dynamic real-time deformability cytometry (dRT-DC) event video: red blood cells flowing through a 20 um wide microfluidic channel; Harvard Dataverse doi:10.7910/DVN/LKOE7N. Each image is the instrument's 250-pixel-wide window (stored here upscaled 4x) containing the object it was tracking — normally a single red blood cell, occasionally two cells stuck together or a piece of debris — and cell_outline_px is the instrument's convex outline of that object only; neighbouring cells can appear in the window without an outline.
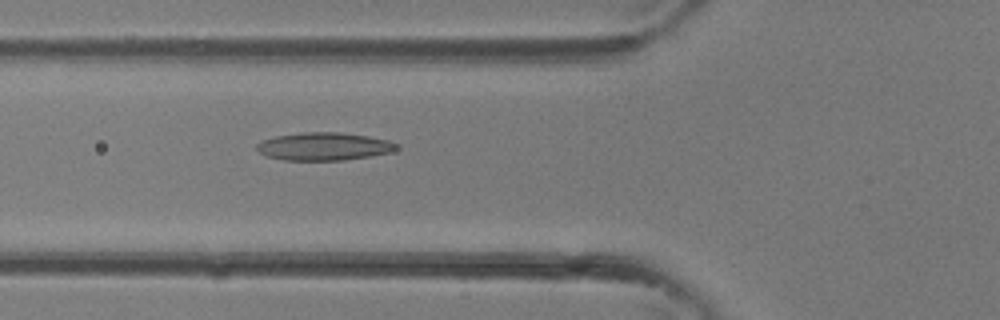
{"species": "common noctule bat (a hibernating species)", "species_latin": "Nyctalus noctula", "temperature_condition": "room temperature", "stored_images_in_passage": 29, "camera_frame_rate_fps": 3000, "um_per_image_px": 0.085, "animal": {"sex": "female"}, "frame": {"image": 1, "passage_image": 6, "time_ms": 1.667, "image_size_px": [1000, 320], "cell_outline_px": [[396, 148], [388, 152], [372, 156], [344, 160], [284, 160], [268, 156], [260, 152], [256, 148], [256, 144], [260, 140], [276, 136], [300, 132], [340, 132], [368, 136], [388, 140], [396, 144]], "centroid_in_image_um": [27.48, 12.44], "position_along_channel_um": 98.3, "area_um2": 22.6}}
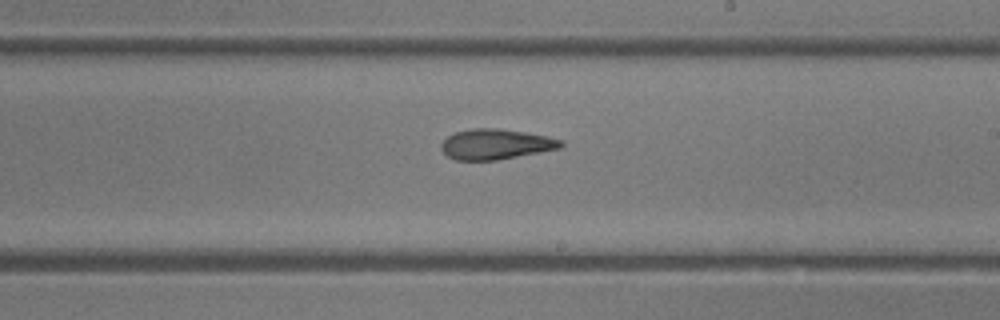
{"frame": {"image": 2, "passage_image": 14, "time_ms": 4.333, "image_size_px": [1000, 320], "cell_outline_px": [[564, 144], [560, 148], [540, 152], [496, 160], [456, 160], [448, 156], [440, 148], [440, 144], [448, 136], [456, 132], [472, 128], [496, 128], [524, 132], [548, 136], [564, 140]], "centroid_in_image_um": [42.15, 12.25], "position_along_channel_um": 246.8, "area_um2": 21.1}}
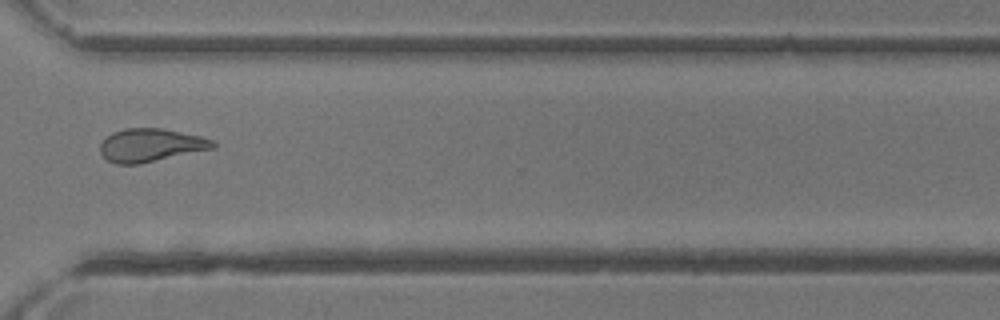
{"frame": {"image": 3, "passage_image": 20, "time_ms": 6.333, "image_size_px": [1000, 320], "cell_outline_px": [[216, 148], [140, 164], [116, 164], [108, 160], [100, 152], [100, 144], [104, 136], [112, 132], [124, 128], [160, 128], [200, 136], [212, 140], [216, 144]], "centroid_in_image_um": [12.78, 12.34], "position_along_channel_um": 357.8, "area_um2": 21.91}}